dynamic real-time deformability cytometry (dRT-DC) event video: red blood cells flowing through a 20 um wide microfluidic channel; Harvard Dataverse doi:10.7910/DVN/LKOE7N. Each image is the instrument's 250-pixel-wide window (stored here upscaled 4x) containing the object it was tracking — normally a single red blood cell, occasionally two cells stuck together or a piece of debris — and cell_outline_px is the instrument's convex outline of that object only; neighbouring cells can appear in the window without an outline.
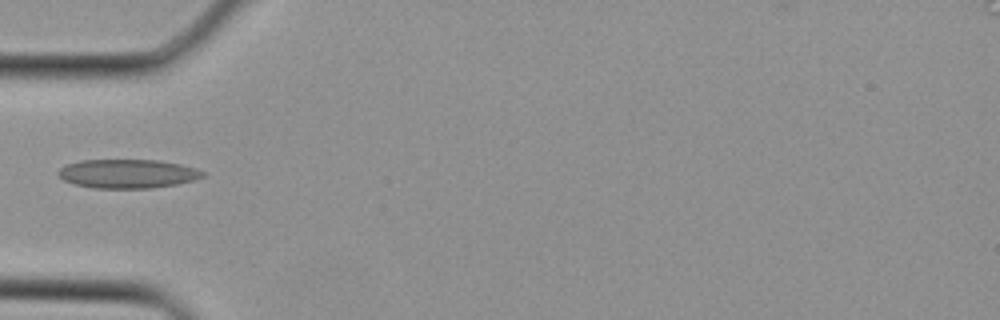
{"species": "Egyptian fruit bat (a non-hibernating species)", "species_latin": "Rousettus aegyptiacus", "temperature_condition": "cold", "stored_images_in_passage": 3, "camera_frame_rate_fps": 3000, "um_per_image_px": 0.085, "animal": {"sex": "female"}, "frame": {"image": 1, "passage_image": 3, "time_ms": 0.667, "image_size_px": [1000, 320], "cell_outline_px": [[204, 176], [196, 180], [176, 184], [152, 188], [92, 188], [76, 184], [64, 180], [56, 172], [64, 164], [80, 160], [160, 160], [180, 164], [196, 168], [204, 172]], "centroid_in_image_um": [10.85, 14.76], "position_along_channel_um": 74.2, "area_um2": 24.45}}